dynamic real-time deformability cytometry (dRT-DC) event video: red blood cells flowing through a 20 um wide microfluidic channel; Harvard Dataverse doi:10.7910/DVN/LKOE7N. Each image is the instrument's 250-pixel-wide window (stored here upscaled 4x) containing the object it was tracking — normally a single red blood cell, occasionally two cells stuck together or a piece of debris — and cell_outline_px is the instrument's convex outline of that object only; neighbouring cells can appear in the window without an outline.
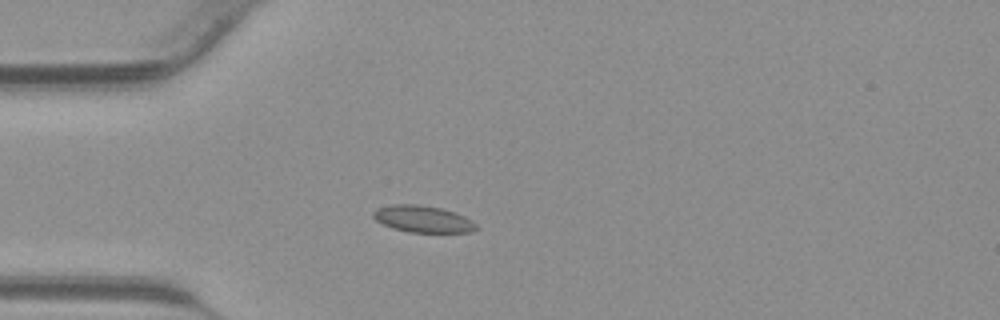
{"species": "common noctule bat (a hibernating species)", "species_latin": "Nyctalus noctula", "temperature_condition": "warm", "stored_images_in_passage": 41, "camera_frame_rate_fps": 3000, "um_per_image_px": 0.085, "animal": {"sex": "male", "body_mass_g": 23.1, "forearm_length_mm": 52.7}, "frame": {"image": 1, "passage_image": 10, "time_ms": 3.0, "image_size_px": [1000, 320], "cell_outline_px": [[480, 228], [472, 232], [408, 232], [392, 228], [376, 220], [372, 216], [372, 212], [380, 208], [392, 204], [420, 204], [440, 208], [456, 212], [472, 220]], "centroid_in_image_um": [35.98, 18.62], "position_along_channel_um": 49.0, "area_um2": 16.13}}
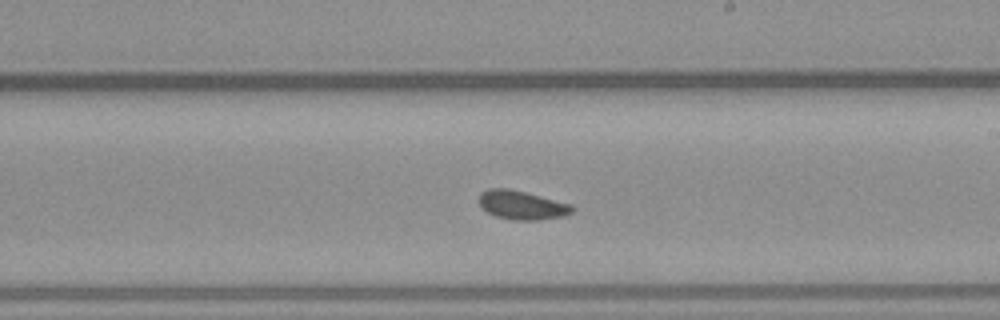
{"frame": {"image": 2, "passage_image": 23, "time_ms": 7.333, "image_size_px": [1000, 320], "cell_outline_px": [[576, 208], [572, 212], [564, 216], [540, 220], [512, 220], [496, 216], [488, 212], [480, 204], [480, 196], [488, 188], [508, 188], [572, 204]], "centroid_in_image_um": [44.41, 17.44], "position_along_channel_um": 244.6, "area_um2": 15.49}}
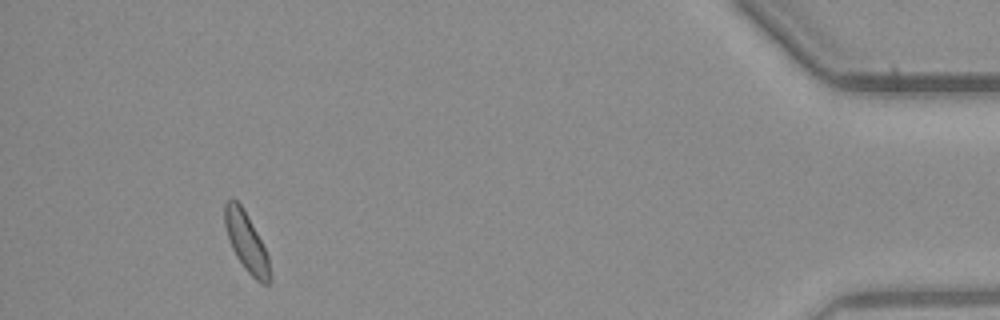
{"frame": {"image": 3, "passage_image": 38, "time_ms": 12.333, "image_size_px": [1000, 320], "cell_outline_px": [[268, 284], [264, 284], [256, 280], [244, 268], [236, 256], [228, 240], [224, 224], [224, 204], [228, 200], [236, 200], [240, 204], [248, 216], [268, 256]], "centroid_in_image_um": [20.88, 20.53], "position_along_channel_um": 414.3, "area_um2": 14.97}}